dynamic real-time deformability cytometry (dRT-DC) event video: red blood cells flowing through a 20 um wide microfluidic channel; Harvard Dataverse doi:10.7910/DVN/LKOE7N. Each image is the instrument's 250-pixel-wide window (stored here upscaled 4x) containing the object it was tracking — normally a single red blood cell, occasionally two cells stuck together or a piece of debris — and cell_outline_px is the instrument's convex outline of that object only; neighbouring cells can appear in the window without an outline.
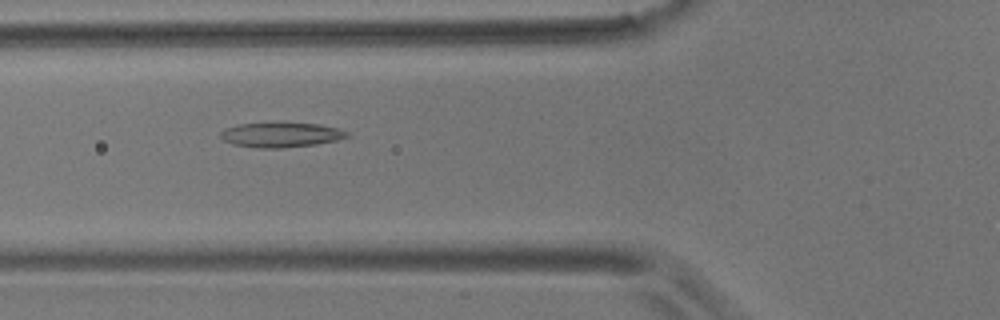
{"species": "common noctule bat (a hibernating species)", "species_latin": "Nyctalus noctula", "temperature_condition": "room temperature", "stored_images_in_passage": 5, "camera_frame_rate_fps": 3000, "um_per_image_px": 0.085, "animal": {"sex": "male", "body_mass_g": 17.9}, "frame": {"image": 1, "passage_image": 4, "time_ms": 3.333, "image_size_px": [1000, 320], "cell_outline_px": [[348, 136], [336, 140], [316, 144], [284, 148], [256, 148], [232, 144], [224, 140], [220, 136], [220, 132], [224, 128], [236, 124], [320, 124], [340, 128], [348, 132]], "centroid_in_image_um": [23.86, 11.48], "position_along_channel_um": 101.9, "area_um2": 18.03}}
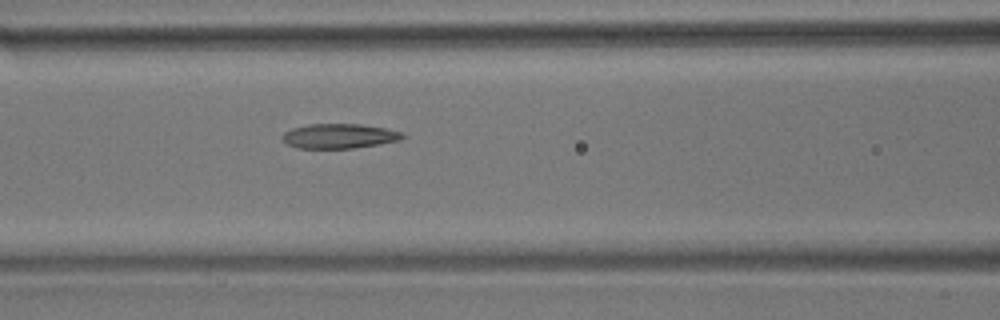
{"frame": {"image": 2, "passage_image": 5, "time_ms": 4.333, "image_size_px": [1000, 320], "cell_outline_px": [[404, 136], [400, 140], [352, 148], [296, 148], [288, 144], [280, 136], [284, 132], [292, 128], [308, 124], [360, 124], [388, 128], [404, 132]], "centroid_in_image_um": [28.83, 11.55], "position_along_channel_um": 137.8, "area_um2": 17.28}}